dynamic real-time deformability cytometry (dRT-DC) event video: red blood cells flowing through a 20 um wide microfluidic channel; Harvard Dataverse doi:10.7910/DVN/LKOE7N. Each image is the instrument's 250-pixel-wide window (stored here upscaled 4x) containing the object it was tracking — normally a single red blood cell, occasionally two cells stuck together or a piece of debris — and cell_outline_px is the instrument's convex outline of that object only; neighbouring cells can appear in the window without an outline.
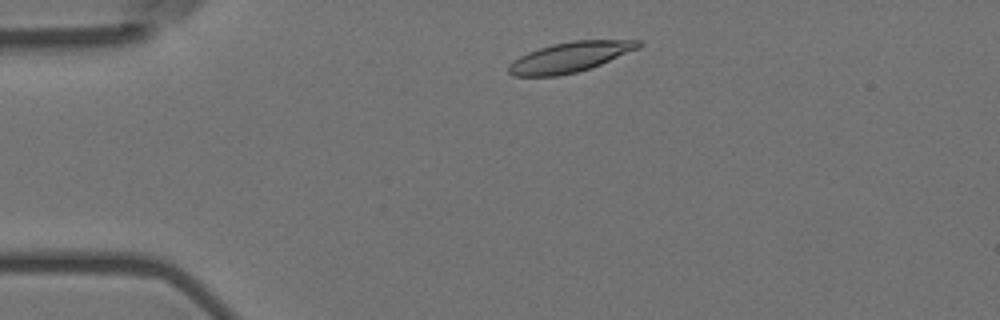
{"species": "Egyptian fruit bat (a non-hibernating species)", "species_latin": "Rousettus aegyptiacus", "temperature_condition": "room temperature", "stored_images_in_passage": 47, "camera_frame_rate_fps": 3000, "um_per_image_px": 0.085, "animal": {"sex": "female"}, "frame": {"image": 1, "passage_image": 4, "time_ms": 1.0, "image_size_px": [1000, 320], "cell_outline_px": [[644, 44], [640, 48], [600, 64], [576, 72], [556, 76], [512, 76], [508, 72], [508, 64], [512, 60], [528, 52], [552, 44], [572, 40], [644, 40]], "centroid_in_image_um": [48.45, 4.84], "position_along_channel_um": 36.5, "area_um2": 22.83}}
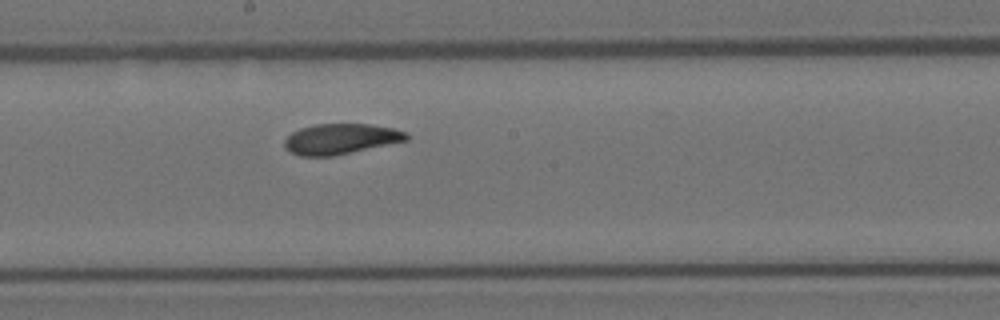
{"frame": {"image": 2, "passage_image": 22, "time_ms": 7.0, "image_size_px": [1000, 320], "cell_outline_px": [[408, 140], [332, 156], [300, 156], [288, 152], [284, 148], [284, 140], [292, 132], [300, 128], [316, 124], [372, 124], [396, 128], [408, 132]], "centroid_in_image_um": [28.95, 11.8], "position_along_channel_um": 219.2, "area_um2": 21.79}}
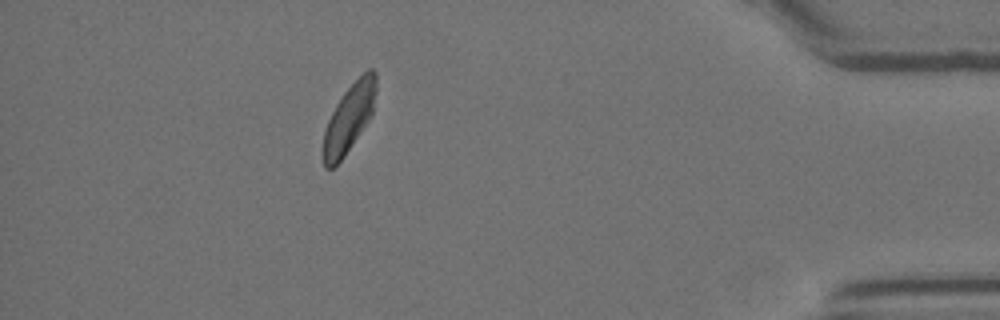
{"frame": {"image": 3, "passage_image": 41, "time_ms": 13.333, "image_size_px": [1000, 320], "cell_outline_px": [[376, 92], [372, 116], [344, 156], [332, 168], [324, 168], [320, 152], [324, 132], [328, 120], [336, 104], [344, 92], [368, 68], [372, 68], [376, 72]], "centroid_in_image_um": [29.65, 10.07], "position_along_channel_um": 405.6, "area_um2": 21.15}, "authors_computed_cell_mechanics": {"area_um2": 22.253, "velocity_mm_per_s": 3.7046, "shape_relaxation_time_tau1_ms": 3.8089, "shape_relaxation_time_tau2_ms": 3.4502, "deformation_change_tau1": 0.1301, "deformation_change_tau2": 0.0885}}